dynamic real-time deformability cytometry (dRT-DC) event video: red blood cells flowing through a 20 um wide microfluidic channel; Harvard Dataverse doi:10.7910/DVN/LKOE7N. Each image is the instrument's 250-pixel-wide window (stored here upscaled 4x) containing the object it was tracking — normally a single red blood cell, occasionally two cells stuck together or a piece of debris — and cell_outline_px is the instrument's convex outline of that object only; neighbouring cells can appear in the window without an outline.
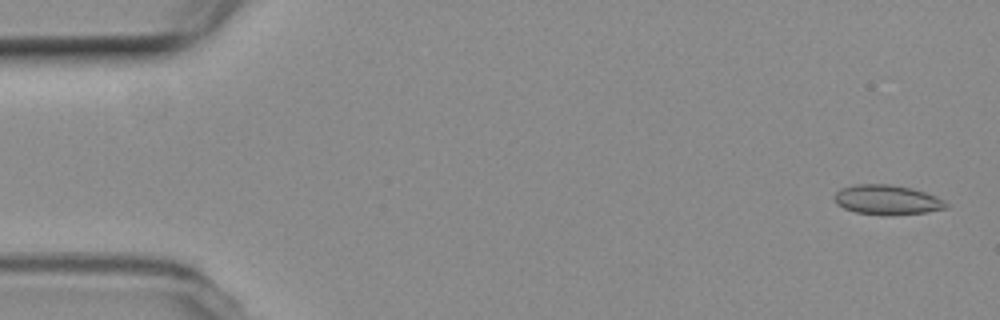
{"species": "common noctule bat (a hibernating species)", "species_latin": "Nyctalus noctula", "temperature_condition": "room temperature", "stored_images_in_passage": 55, "camera_frame_rate_fps": 3000, "um_per_image_px": 0.085, "animal": {"sex": "female", "body_mass_g": 19.3, "forearm_length_mm": 54.1}, "frame": {"image": 1, "passage_image": 2, "time_ms": 0.333, "image_size_px": [1000, 320], "cell_outline_px": [[948, 208], [928, 212], [888, 216], [884, 216], [856, 212], [844, 208], [836, 204], [832, 196], [840, 188], [856, 184], [888, 184], [912, 188], [936, 196], [944, 200], [948, 204]], "centroid_in_image_um": [75.39, 16.99], "position_along_channel_um": 9.6, "area_um2": 19.65}}
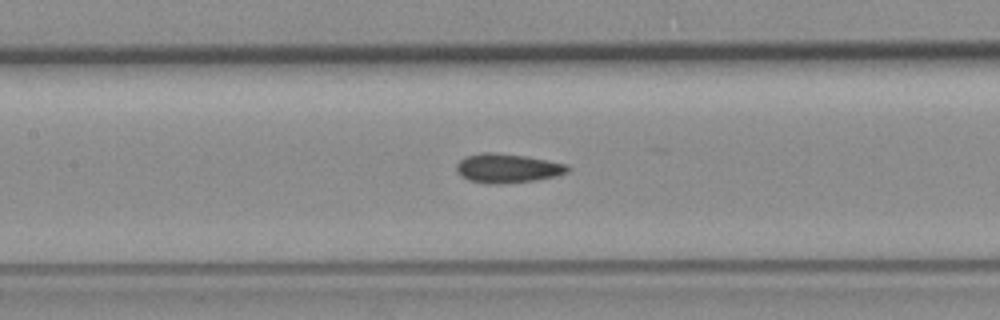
{"frame": {"image": 2, "passage_image": 25, "time_ms": 8.0, "image_size_px": [1000, 320], "cell_outline_px": [[572, 168], [568, 172], [556, 176], [536, 180], [496, 184], [488, 184], [468, 180], [460, 176], [456, 172], [456, 164], [464, 156], [484, 152], [492, 152], [524, 156], [568, 164]], "centroid_in_image_um": [43.12, 14.3], "position_along_channel_um": 164.3, "area_um2": 19.02}}
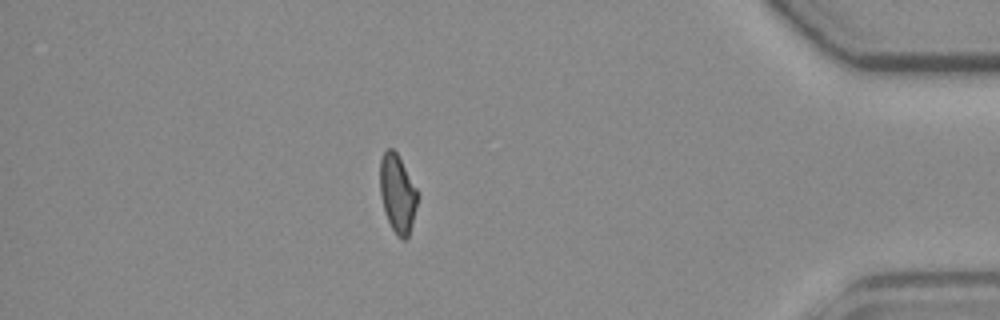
{"frame": {"image": 3, "passage_image": 48, "time_ms": 15.667, "image_size_px": [1000, 320], "cell_outline_px": [[416, 204], [408, 236], [404, 240], [400, 240], [396, 236], [384, 212], [380, 196], [380, 160], [384, 152], [388, 148], [392, 148], [396, 152], [416, 188]], "centroid_in_image_um": [33.74, 16.46], "position_along_channel_um": 401.5, "area_um2": 16.7}, "authors_computed_cell_mechanics": {"area_um2": 18.3226, "velocity_mm_per_s": 3.6931, "shape_relaxation_time_tau1_ms": null, "shape_relaxation_time_tau2_ms": 2.3412, "deformation_change_tau1": null, "deformation_change_tau2": 0.0978}}